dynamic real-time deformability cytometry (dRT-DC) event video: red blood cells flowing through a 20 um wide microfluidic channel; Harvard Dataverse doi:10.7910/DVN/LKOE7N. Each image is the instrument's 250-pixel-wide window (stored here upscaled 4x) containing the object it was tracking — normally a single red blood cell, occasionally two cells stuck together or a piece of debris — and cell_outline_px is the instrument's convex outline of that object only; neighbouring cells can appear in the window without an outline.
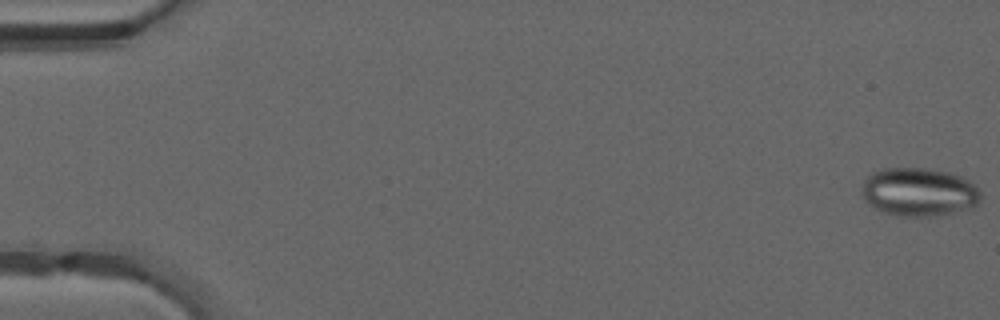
{"species": "common noctule bat (a hibernating species)", "species_latin": "Nyctalus noctula", "temperature_condition": "warm", "stored_images_in_passage": 49, "camera_frame_rate_fps": 3000, "um_per_image_px": 0.085, "animal": {"sex": "male", "forearm_length_mm": 52.5}, "frame": {"image": 1, "passage_image": 1, "time_ms": 0.0, "image_size_px": [1000, 320], "cell_outline_px": [[980, 200], [976, 204], [968, 208], [936, 216], [900, 216], [884, 212], [876, 208], [864, 200], [860, 192], [860, 188], [864, 180], [872, 172], [884, 168], [924, 168], [948, 172], [960, 176], [968, 180], [980, 192]], "centroid_in_image_um": [78.05, 16.31], "position_along_channel_um": 6.9, "area_um2": 33.41}}
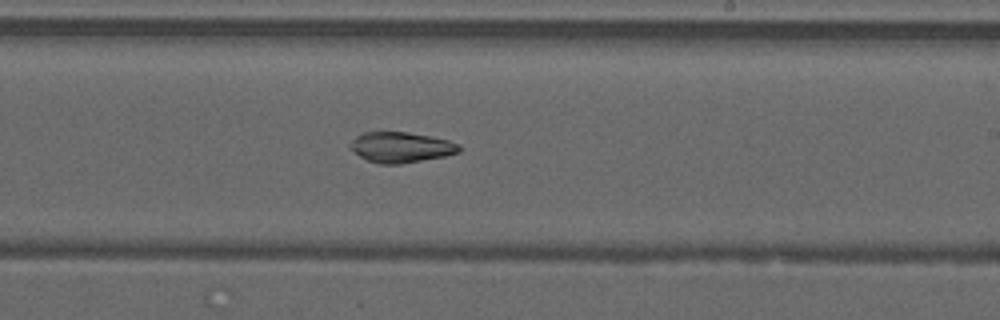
{"frame": {"image": 2, "passage_image": 30, "time_ms": 9.667, "image_size_px": [1000, 320], "cell_outline_px": [[460, 152], [444, 156], [400, 164], [380, 164], [368, 160], [360, 156], [348, 148], [348, 144], [356, 136], [364, 132], [408, 132], [448, 140], [460, 144]], "centroid_in_image_um": [34.05, 12.51], "position_along_channel_um": 254.9, "area_um2": 19.31}}
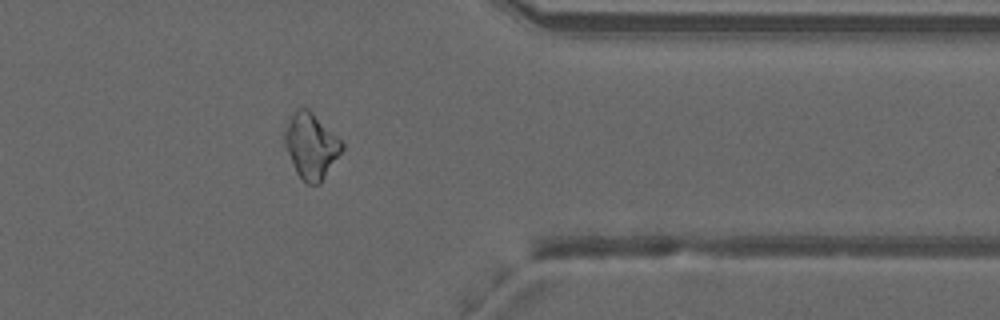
{"frame": {"image": 3, "passage_image": 40, "time_ms": 13.0, "image_size_px": [1000, 320], "cell_outline_px": [[344, 148], [320, 184], [308, 184], [296, 172], [284, 144], [284, 128], [288, 116], [296, 108], [308, 108], [344, 144]], "centroid_in_image_um": [26.41, 12.37], "position_along_channel_um": 385.0, "area_um2": 21.73}, "authors_computed_cell_mechanics": {"area_um2": 23.987, "velocity_mm_per_s": 4.2355, "shape_relaxation_time_tau1_ms": null, "shape_relaxation_time_tau2_ms": 4.8487, "deformation_change_tau1": null, "deformation_change_tau2": 0.0996}}